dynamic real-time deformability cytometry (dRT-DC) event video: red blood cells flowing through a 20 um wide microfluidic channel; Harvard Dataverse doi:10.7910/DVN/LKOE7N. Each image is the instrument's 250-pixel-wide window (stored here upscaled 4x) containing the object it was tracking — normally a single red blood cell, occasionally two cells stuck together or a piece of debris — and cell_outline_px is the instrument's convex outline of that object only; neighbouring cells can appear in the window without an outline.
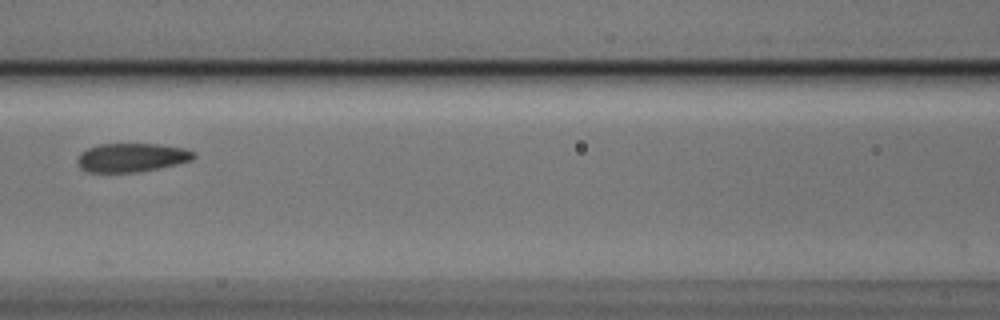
{"species": "Egyptian fruit bat (a non-hibernating species)", "species_latin": "Rousettus aegyptiacus", "temperature_condition": "cold", "stored_images_in_passage": 6, "camera_frame_rate_fps": 3000, "um_per_image_px": 0.085, "animal": {"sex": "male"}, "frame": {"image": 1, "passage_image": 3, "time_ms": 0.667, "image_size_px": [1000, 320], "cell_outline_px": [[196, 156], [192, 160], [176, 164], [136, 172], [88, 172], [80, 168], [76, 160], [80, 152], [88, 148], [100, 144], [160, 144], [184, 148], [196, 152]], "centroid_in_image_um": [11.18, 13.38], "position_along_channel_um": 155.4, "area_um2": 19.48}}
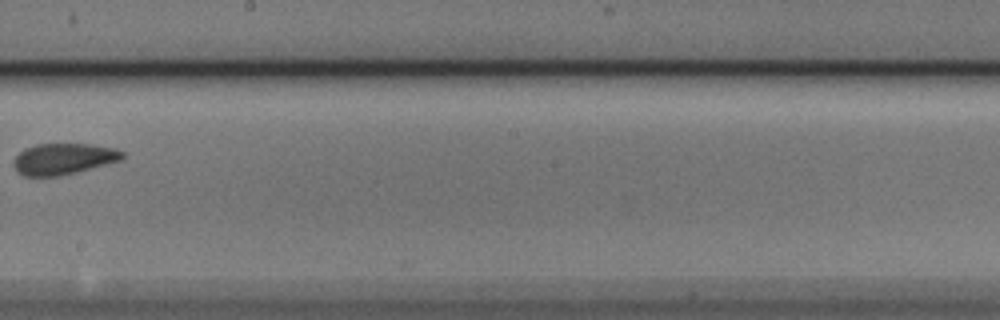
{"frame": {"image": 2, "passage_image": 5, "time_ms": 1.333, "image_size_px": [1000, 320], "cell_outline_px": [[124, 160], [76, 172], [56, 176], [24, 176], [16, 172], [12, 164], [12, 160], [24, 148], [36, 144], [92, 144], [116, 148], [124, 152]], "centroid_in_image_um": [5.4, 13.5], "position_along_channel_um": 242.8, "area_um2": 20.06}}
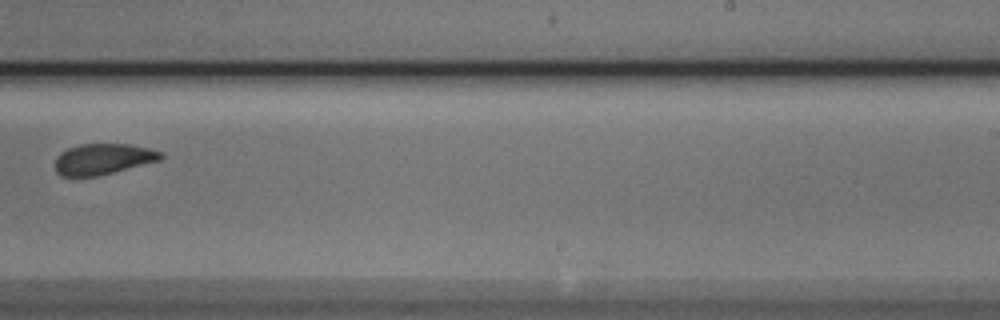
{"frame": {"image": 3, "passage_image": 6, "time_ms": 1.667, "image_size_px": [1000, 320], "cell_outline_px": [[164, 156], [160, 160], [96, 176], [60, 176], [56, 172], [56, 156], [60, 152], [68, 148], [80, 144], [128, 144], [148, 148], [160, 152]], "centroid_in_image_um": [8.72, 13.51], "position_along_channel_um": 280.3, "area_um2": 18.79}}